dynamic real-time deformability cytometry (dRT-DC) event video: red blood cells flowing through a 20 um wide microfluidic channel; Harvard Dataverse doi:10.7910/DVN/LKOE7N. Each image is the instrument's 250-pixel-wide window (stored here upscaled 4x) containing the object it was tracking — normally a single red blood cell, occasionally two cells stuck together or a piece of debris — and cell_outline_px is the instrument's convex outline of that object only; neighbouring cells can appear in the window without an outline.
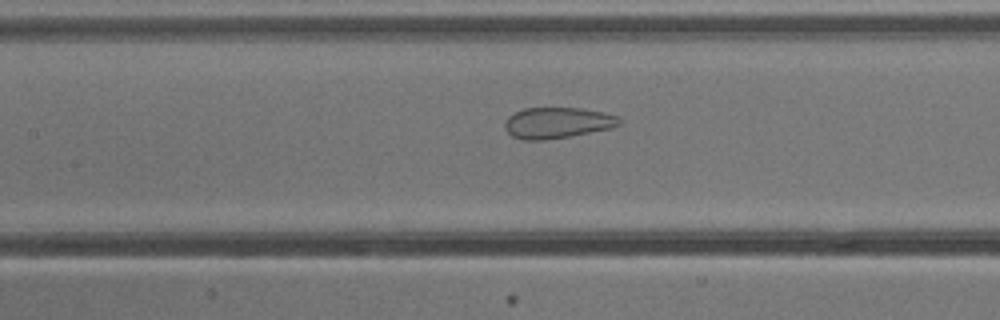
{"species": "common noctule bat (a hibernating species)", "species_latin": "Nyctalus noctula", "temperature_condition": "cold", "stored_images_in_passage": 47, "camera_frame_rate_fps": 3000, "um_per_image_px": 0.085, "animal": {"sex": "male", "body_mass_g": 13.3}, "frame": {"image": 1, "passage_image": 17, "time_ms": 5.333, "image_size_px": [1000, 320], "cell_outline_px": [[624, 124], [612, 128], [572, 136], [544, 140], [524, 140], [512, 136], [504, 128], [504, 124], [508, 116], [524, 108], [580, 108], [620, 116], [624, 120]], "centroid_in_image_um": [47.43, 10.44], "position_along_channel_um": 160.0, "area_um2": 20.92}}
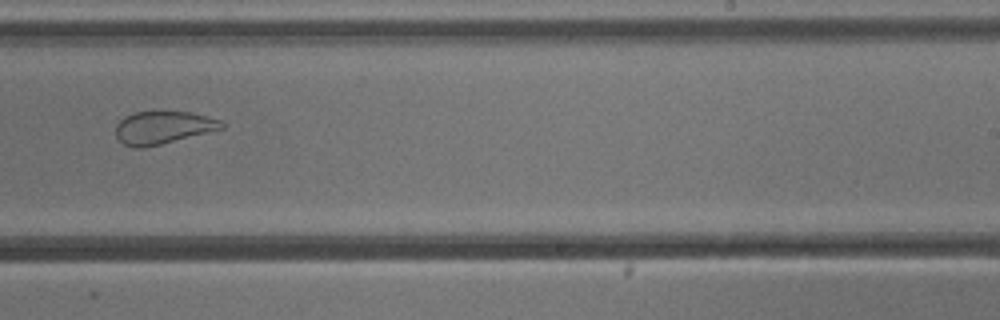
{"frame": {"image": 2, "passage_image": 26, "time_ms": 8.333, "image_size_px": [1000, 320], "cell_outline_px": [[224, 128], [144, 148], [136, 148], [124, 144], [116, 136], [116, 124], [124, 116], [136, 112], [192, 112], [220, 120], [224, 124]], "centroid_in_image_um": [13.83, 10.84], "position_along_channel_um": 275.2, "area_um2": 19.94}}
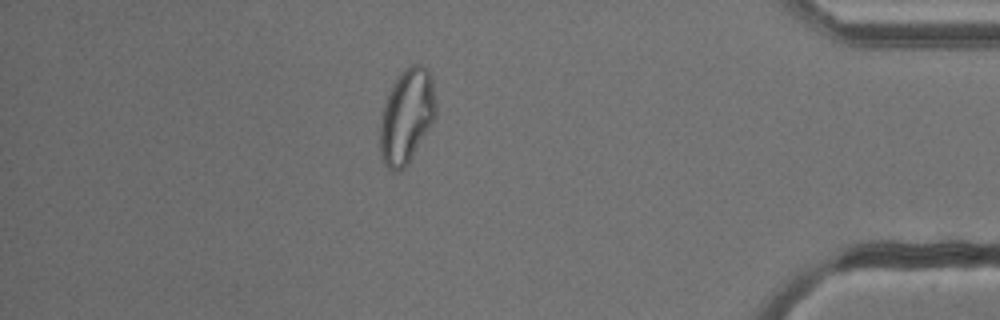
{"frame": {"image": 3, "passage_image": 39, "time_ms": 12.667, "image_size_px": [1000, 320], "cell_outline_px": [[436, 116], [432, 124], [408, 164], [404, 168], [396, 172], [388, 168], [384, 164], [380, 152], [380, 124], [384, 108], [388, 96], [396, 76], [408, 64], [420, 64], [428, 68], [432, 76], [436, 104]], "centroid_in_image_um": [34.59, 9.85], "position_along_channel_um": 400.6, "area_um2": 30.87}, "authors_computed_cell_mechanics": {"area_um2": 28.4376, "velocity_mm_per_s": 3.8582, "shape_relaxation_time_tau1_ms": null, "shape_relaxation_time_tau2_ms": 0.728, "deformation_change_tau1": null, "deformation_change_tau2": 0.0736}}